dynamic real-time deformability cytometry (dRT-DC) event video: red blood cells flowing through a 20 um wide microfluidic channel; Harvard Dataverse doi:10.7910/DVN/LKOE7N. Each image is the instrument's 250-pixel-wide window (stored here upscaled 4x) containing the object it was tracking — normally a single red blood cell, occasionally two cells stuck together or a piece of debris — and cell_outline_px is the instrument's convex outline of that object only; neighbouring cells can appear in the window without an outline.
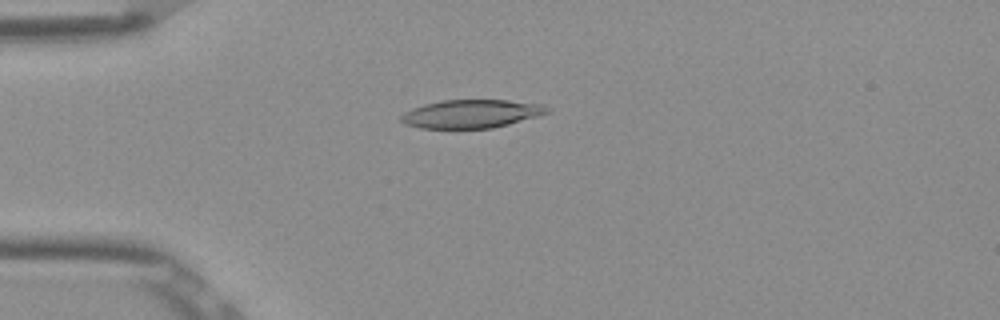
{"species": "Egyptian fruit bat (a non-hibernating species)", "species_latin": "Rousettus aegyptiacus", "temperature_condition": "room temperature", "stored_images_in_passage": 51, "camera_frame_rate_fps": 3000, "um_per_image_px": 0.085, "frame": {"image": 1, "passage_image": 13, "time_ms": 4.0, "image_size_px": [1000, 320], "cell_outline_px": [[552, 112], [508, 124], [492, 128], [420, 128], [404, 124], [400, 120], [400, 116], [404, 112], [412, 108], [424, 104], [440, 100], [508, 100], [544, 104]], "centroid_in_image_um": [40.05, 9.67], "position_along_channel_um": 44.9, "area_um2": 24.22}}
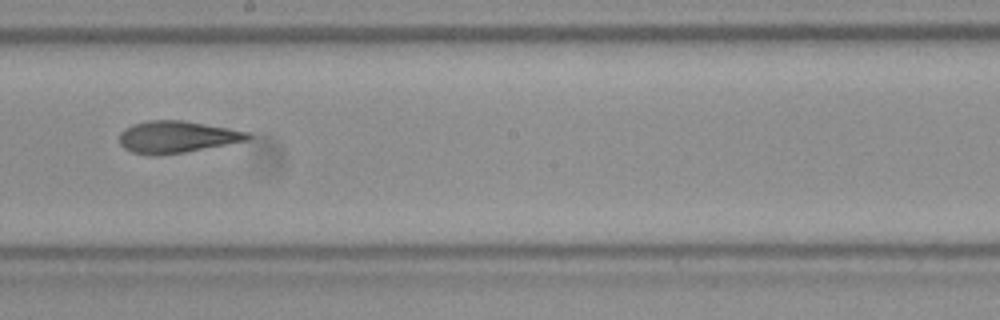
{"frame": {"image": 2, "passage_image": 29, "time_ms": 9.333, "image_size_px": [1000, 320], "cell_outline_px": [[252, 136], [248, 140], [184, 152], [156, 156], [152, 156], [132, 152], [124, 148], [120, 144], [120, 132], [124, 128], [132, 124], [148, 120], [184, 120], [228, 128], [248, 132]], "centroid_in_image_um": [14.99, 11.63], "position_along_channel_um": 233.2, "area_um2": 23.87}}
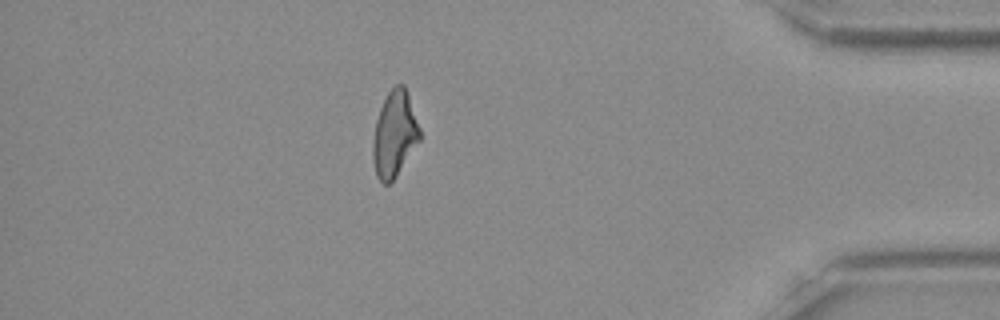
{"frame": {"image": 3, "passage_image": 45, "time_ms": 14.667, "image_size_px": [1000, 320], "cell_outline_px": [[420, 140], [396, 176], [388, 184], [384, 184], [376, 176], [372, 160], [372, 144], [376, 120], [380, 108], [388, 92], [396, 84], [404, 84], [408, 92], [420, 128]], "centroid_in_image_um": [33.53, 11.39], "position_along_channel_um": 401.7, "area_um2": 23.47}, "authors_computed_cell_mechanics": {"area_um2": 24.0448, "velocity_mm_per_s": 3.906, "shape_relaxation_time_tau1_ms": null, "shape_relaxation_time_tau2_ms": 3.6756, "deformation_change_tau1": null, "deformation_change_tau2": 0.1255}}